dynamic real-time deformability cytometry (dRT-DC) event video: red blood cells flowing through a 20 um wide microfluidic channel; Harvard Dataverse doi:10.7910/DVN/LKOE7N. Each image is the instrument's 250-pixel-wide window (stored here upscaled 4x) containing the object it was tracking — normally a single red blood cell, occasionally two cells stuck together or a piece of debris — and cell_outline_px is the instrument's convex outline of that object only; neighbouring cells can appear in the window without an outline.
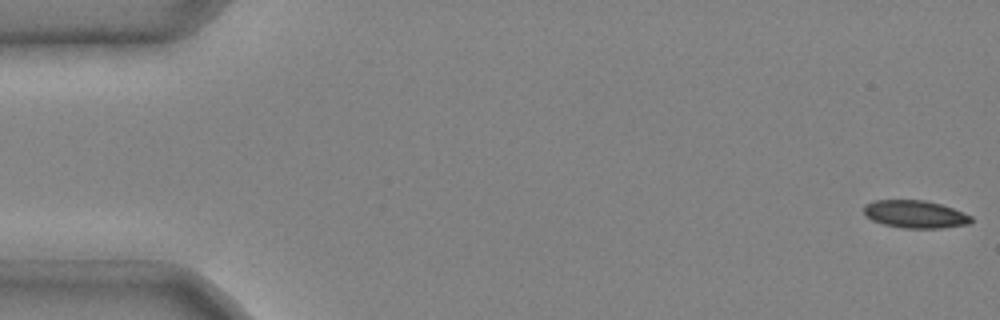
{"species": "common noctule bat (a hibernating species)", "species_latin": "Nyctalus noctula", "temperature_condition": "cold", "stored_images_in_passage": 5, "camera_frame_rate_fps": 3000, "um_per_image_px": 0.085, "animal": {"sex": "male", "body_mass_g": 20.4}, "frame": {"image": 1, "passage_image": 1, "time_ms": 0.0, "image_size_px": [1000, 320], "cell_outline_px": [[972, 220], [968, 224], [940, 228], [904, 228], [884, 224], [872, 220], [864, 212], [864, 204], [872, 200], [924, 200], [940, 204], [952, 208], [972, 216]], "centroid_in_image_um": [77.77, 18.2], "position_along_channel_um": 7.2, "area_um2": 17.17}}
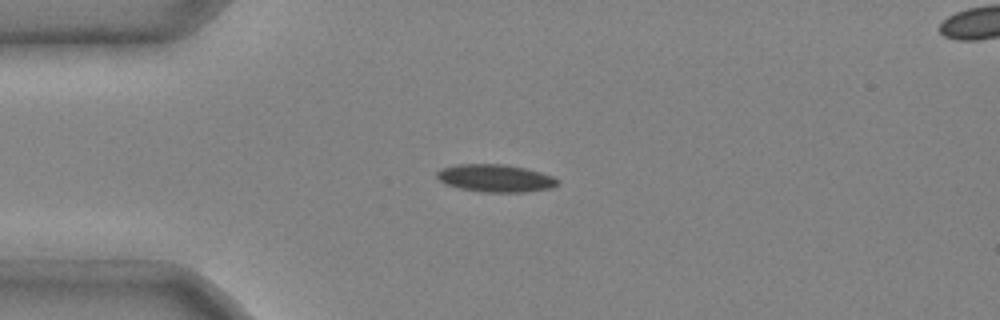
{"frame": {"image": 2, "passage_image": 4, "time_ms": 1.0, "image_size_px": [1000, 320], "cell_outline_px": [[560, 184], [552, 188], [524, 192], [484, 192], [460, 188], [448, 184], [440, 180], [436, 176], [436, 172], [444, 168], [456, 164], [504, 164], [524, 168], [540, 172], [552, 176], [560, 180]], "centroid_in_image_um": [42.16, 15.15], "position_along_channel_um": 42.8, "area_um2": 19.31}}